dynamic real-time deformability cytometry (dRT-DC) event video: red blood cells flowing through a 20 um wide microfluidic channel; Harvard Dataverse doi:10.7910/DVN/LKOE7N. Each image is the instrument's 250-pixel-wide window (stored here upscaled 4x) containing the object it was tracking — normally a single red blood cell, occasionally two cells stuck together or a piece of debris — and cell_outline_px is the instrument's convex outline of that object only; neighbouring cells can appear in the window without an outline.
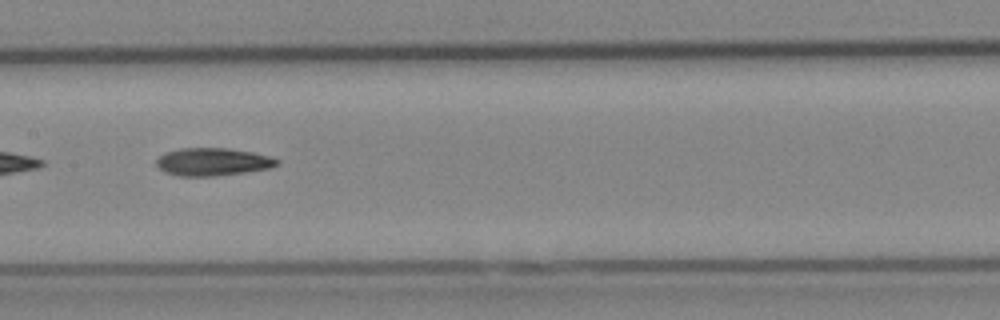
{"species": "Egyptian fruit bat (a non-hibernating species)", "species_latin": "Rousettus aegyptiacus", "temperature_condition": "cold", "stored_images_in_passage": 46, "segment_of_instrument_passage": [2, 2], "camera_frame_rate_fps": 3000, "um_per_image_px": 0.085, "animal": {"sex": "female"}, "frame": {"image": 1, "passage_image": 27, "time_ms": 8.667, "image_size_px": [1000, 320], "cell_outline_px": [[280, 164], [268, 168], [244, 172], [216, 176], [180, 176], [164, 172], [156, 164], [156, 160], [164, 152], [180, 148], [228, 148], [252, 152], [268, 156], [280, 160]], "centroid_in_image_um": [18.06, 13.75], "position_along_channel_um": 189.3, "area_um2": 19.48}}
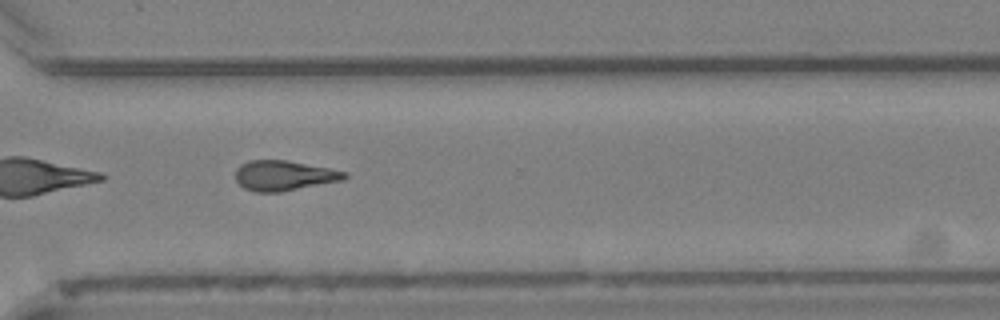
{"frame": {"image": 2, "passage_image": 39, "time_ms": 12.667, "image_size_px": [1000, 320], "cell_outline_px": [[348, 176], [344, 180], [280, 192], [256, 192], [244, 188], [236, 180], [236, 168], [240, 164], [248, 160], [284, 160], [328, 168], [348, 172]], "centroid_in_image_um": [24.13, 14.92], "position_along_channel_um": 346.5, "area_um2": 19.07}}